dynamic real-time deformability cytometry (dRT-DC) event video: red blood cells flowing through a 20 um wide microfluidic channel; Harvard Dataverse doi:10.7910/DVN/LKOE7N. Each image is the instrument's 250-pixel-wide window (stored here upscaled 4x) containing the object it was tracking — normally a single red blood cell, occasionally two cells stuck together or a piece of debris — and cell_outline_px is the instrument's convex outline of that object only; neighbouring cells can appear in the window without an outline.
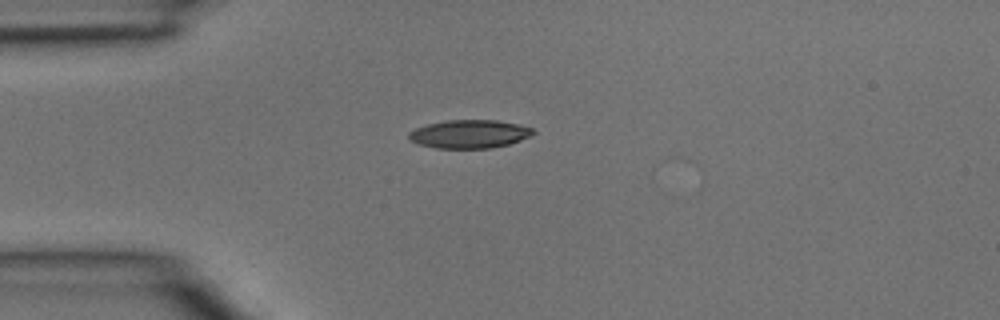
{"species": "common noctule bat (a hibernating species)", "species_latin": "Nyctalus noctula", "temperature_condition": "room temperature", "stored_images_in_passage": 4, "camera_frame_rate_fps": 3000, "um_per_image_px": 0.085, "animal": {"sex": "male", "body_mass_g": 15.6}, "frame": {"image": 1, "passage_image": 3, "time_ms": 0.667, "image_size_px": [1000, 320], "cell_outline_px": [[536, 132], [520, 140], [508, 144], [488, 148], [436, 148], [420, 144], [412, 140], [408, 136], [408, 132], [416, 128], [428, 124], [444, 120], [496, 120], [520, 124], [532, 128]], "centroid_in_image_um": [39.91, 11.38], "position_along_channel_um": 45.1, "area_um2": 20.35}}
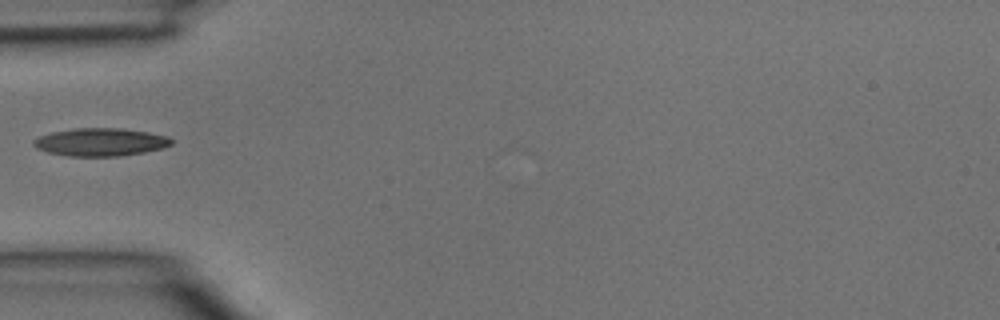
{"frame": {"image": 2, "passage_image": 4, "time_ms": 1.0, "image_size_px": [1000, 320], "cell_outline_px": [[172, 144], [164, 148], [144, 152], [120, 156], [68, 156], [48, 152], [36, 148], [32, 144], [32, 140], [40, 136], [52, 132], [76, 128], [124, 128], [148, 132], [168, 136], [172, 140]], "centroid_in_image_um": [8.55, 12.07], "position_along_channel_um": 76.4, "area_um2": 22.48}}